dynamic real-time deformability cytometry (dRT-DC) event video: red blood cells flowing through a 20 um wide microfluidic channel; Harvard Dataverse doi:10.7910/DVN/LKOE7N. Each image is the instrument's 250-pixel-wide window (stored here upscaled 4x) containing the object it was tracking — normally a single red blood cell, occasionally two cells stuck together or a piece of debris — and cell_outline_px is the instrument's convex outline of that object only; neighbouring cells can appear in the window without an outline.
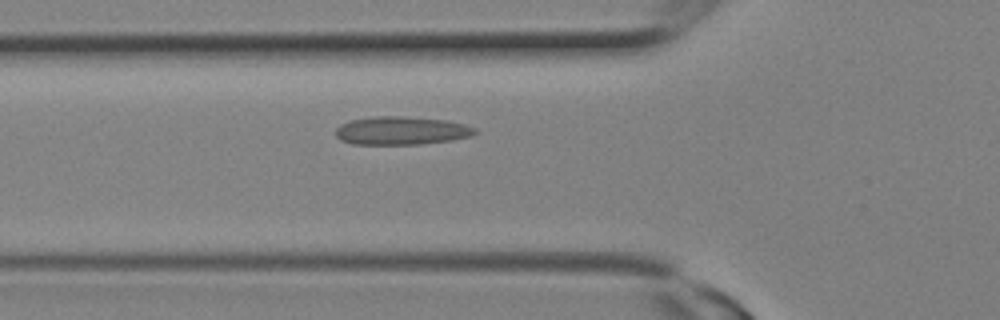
{"species": "Egyptian fruit bat (a non-hibernating species)", "species_latin": "Rousettus aegyptiacus", "temperature_condition": "room temperature", "stored_images_in_passage": 7, "camera_frame_rate_fps": 3000, "um_per_image_px": 0.085, "animal": {"sex": "female"}, "frame": {"image": 1, "passage_image": 4, "time_ms": 1.0, "image_size_px": [1000, 320], "cell_outline_px": [[480, 132], [472, 136], [452, 140], [420, 144], [352, 144], [340, 140], [336, 136], [336, 128], [340, 124], [352, 120], [372, 116], [400, 116], [448, 120], [464, 124], [476, 128]], "centroid_in_image_um": [34.15, 11.1], "position_along_channel_um": 91.7, "area_um2": 23.12}}
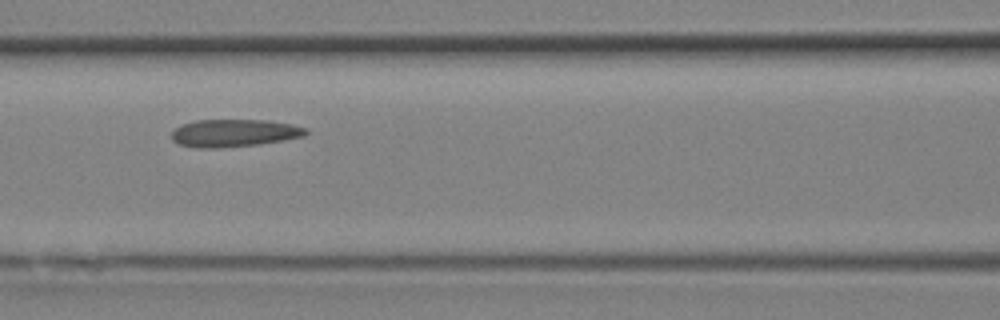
{"frame": {"image": 2, "passage_image": 6, "time_ms": 1.667, "image_size_px": [1000, 320], "cell_outline_px": [[308, 132], [304, 136], [284, 140], [260, 144], [216, 148], [200, 148], [180, 144], [172, 140], [172, 132], [180, 124], [196, 120], [268, 120], [292, 124], [308, 128]], "centroid_in_image_um": [19.92, 11.3], "position_along_channel_um": 146.7, "area_um2": 21.62}}